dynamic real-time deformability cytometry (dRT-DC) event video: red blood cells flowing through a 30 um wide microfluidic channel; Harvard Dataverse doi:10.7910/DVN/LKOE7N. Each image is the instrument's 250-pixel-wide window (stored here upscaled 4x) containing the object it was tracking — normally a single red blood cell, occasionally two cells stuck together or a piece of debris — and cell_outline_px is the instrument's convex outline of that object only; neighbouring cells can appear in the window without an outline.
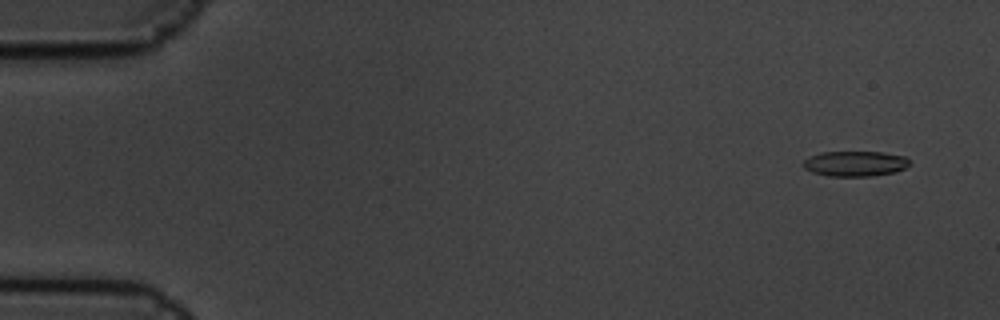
{"species": "common noctule bat (a hibernating species)", "species_latin": "Nyctalus noctula", "temperature_condition": "cold", "stored_images_in_passage": 8, "camera_frame_rate_fps": 3000, "um_per_image_px": 0.085, "animal": {"sex": "male", "body_mass_g": 19.5, "forearm_length_mm": 54.6}, "frame": {"image": 1, "passage_image": 1, "time_ms": 0.0, "image_size_px": [1000, 320], "cell_outline_px": [[908, 164], [904, 168], [896, 172], [872, 176], [828, 176], [812, 172], [804, 168], [800, 164], [804, 160], [820, 152], [884, 152], [904, 156], [908, 160]], "centroid_in_image_um": [72.65, 13.91], "position_along_channel_um": 12.4, "area_um2": 15.66}}
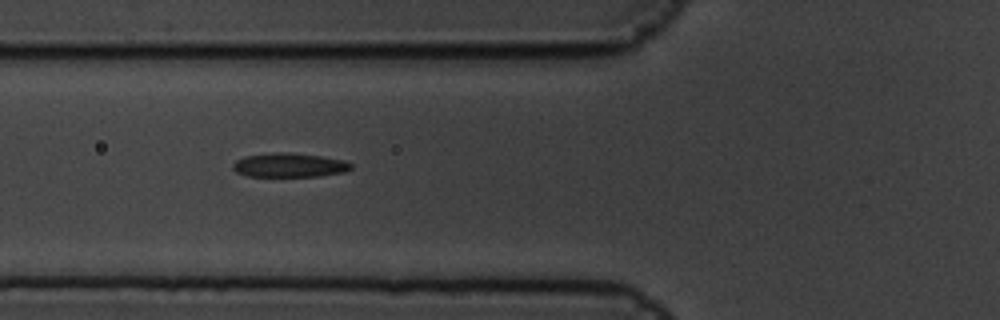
{"frame": {"image": 2, "passage_image": 6, "time_ms": 1.667, "image_size_px": [1000, 320], "cell_outline_px": [[352, 168], [344, 172], [320, 176], [248, 176], [236, 172], [232, 168], [232, 164], [236, 160], [244, 156], [276, 152], [288, 152], [320, 156], [344, 160], [352, 164]], "centroid_in_image_um": [24.58, 14.03], "position_along_channel_um": 101.2, "area_um2": 16.59}}
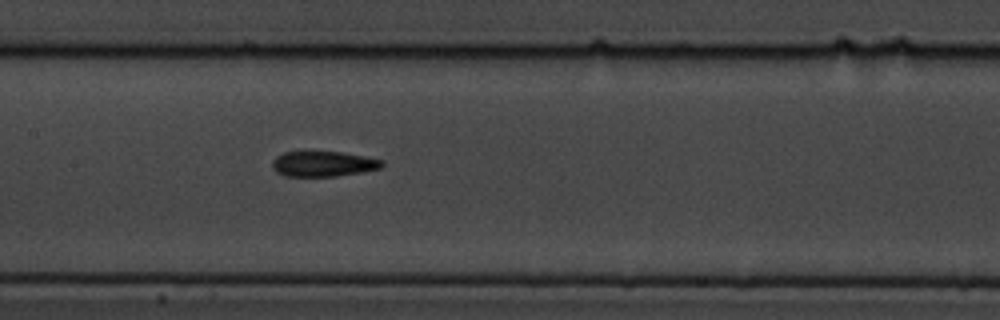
{"frame": {"image": 3, "passage_image": 8, "time_ms": 2.333, "image_size_px": [1000, 320], "cell_outline_px": [[384, 164], [380, 168], [360, 172], [336, 176], [284, 176], [276, 172], [272, 168], [272, 160], [276, 156], [284, 152], [340, 152], [364, 156], [384, 160]], "centroid_in_image_um": [27.45, 13.93], "position_along_channel_um": 180.0, "area_um2": 16.13}}